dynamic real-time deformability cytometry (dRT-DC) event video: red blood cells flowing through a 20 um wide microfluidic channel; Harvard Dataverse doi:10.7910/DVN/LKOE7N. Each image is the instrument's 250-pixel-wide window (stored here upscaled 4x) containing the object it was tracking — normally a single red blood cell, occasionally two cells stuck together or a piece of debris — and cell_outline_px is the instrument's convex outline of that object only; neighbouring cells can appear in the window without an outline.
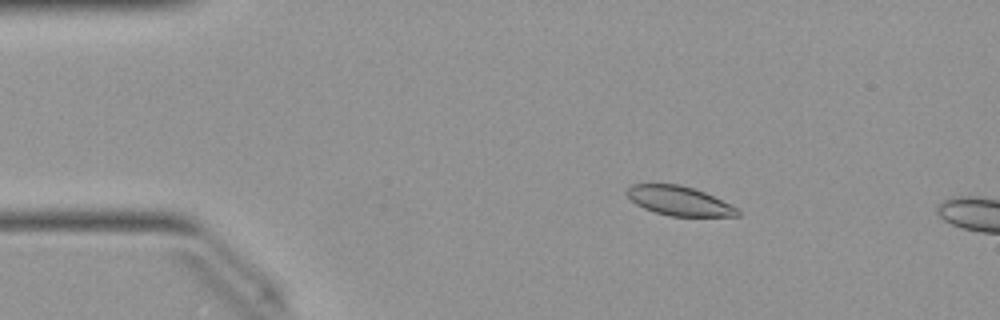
{"species": "Egyptian fruit bat (a non-hibernating species)", "species_latin": "Rousettus aegyptiacus", "temperature_condition": "warm", "stored_images_in_passage": 52, "camera_frame_rate_fps": 3000, "um_per_image_px": 0.085, "animal": {"sex": "female"}, "frame": {"image": 1, "passage_image": 9, "time_ms": 2.667, "image_size_px": [1000, 320], "cell_outline_px": [[740, 216], [668, 216], [644, 208], [636, 204], [624, 192], [632, 184], [680, 184], [704, 192], [740, 208]], "centroid_in_image_um": [57.75, 17.08], "position_along_channel_um": 27.2, "area_um2": 18.9}}
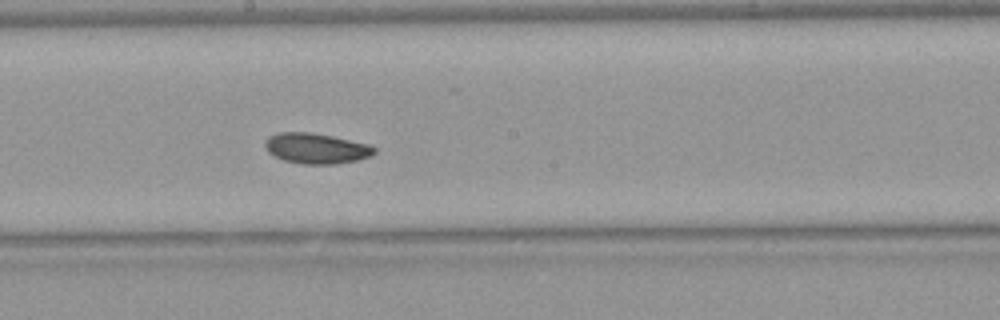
{"frame": {"image": 2, "passage_image": 28, "time_ms": 9.0, "image_size_px": [1000, 320], "cell_outline_px": [[376, 152], [372, 156], [356, 160], [336, 164], [304, 164], [284, 160], [268, 152], [264, 144], [264, 140], [268, 136], [276, 132], [308, 132], [332, 136], [372, 144], [376, 148]], "centroid_in_image_um": [26.9, 12.6], "position_along_channel_um": 221.3, "area_um2": 19.59}}
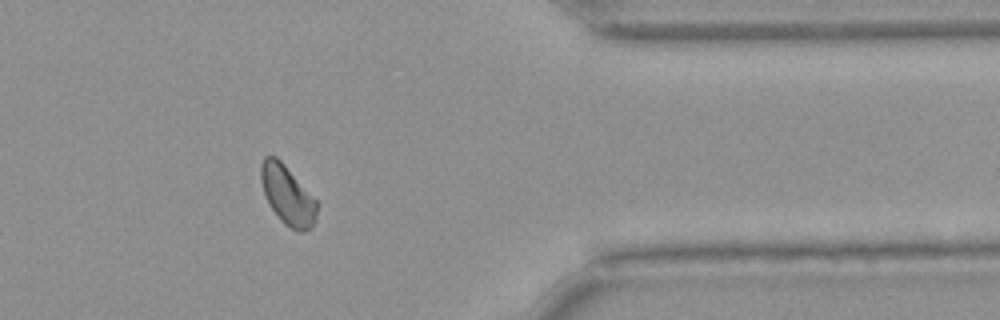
{"frame": {"image": 3, "passage_image": 42, "time_ms": 13.667, "image_size_px": [1000, 320], "cell_outline_px": [[316, 220], [312, 228], [304, 232], [300, 232], [284, 224], [280, 220], [268, 204], [260, 180], [260, 164], [264, 156], [276, 156], [284, 164], [316, 200]], "centroid_in_image_um": [24.41, 16.6], "position_along_channel_um": 387.0, "area_um2": 19.25}, "authors_computed_cell_mechanics": {"area_um2": 19.3341, "velocity_mm_per_s": 4.0008, "shape_relaxation_time_tau1_ms": null, "shape_relaxation_time_tau2_ms": 4.2433, "deformation_change_tau1": null, "deformation_change_tau2": 0.0698}}